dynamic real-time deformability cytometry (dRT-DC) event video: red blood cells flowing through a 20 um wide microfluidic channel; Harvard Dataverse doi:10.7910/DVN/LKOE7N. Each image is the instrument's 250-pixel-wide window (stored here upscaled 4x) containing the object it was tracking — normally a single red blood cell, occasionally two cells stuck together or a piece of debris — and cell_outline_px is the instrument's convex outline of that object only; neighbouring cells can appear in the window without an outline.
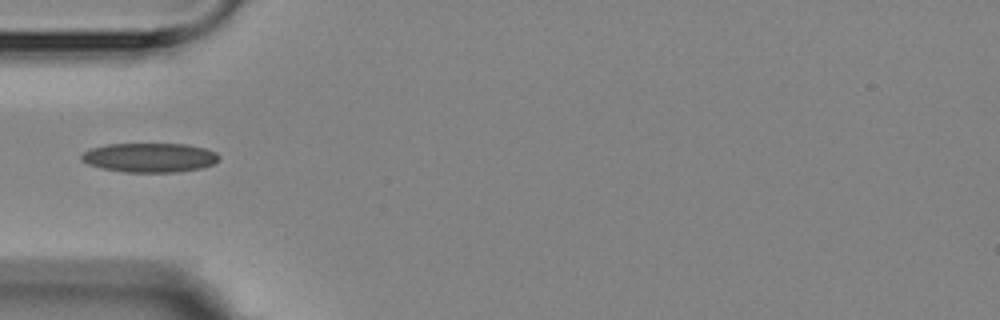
{"species": "Egyptian fruit bat (a non-hibernating species)", "species_latin": "Rousettus aegyptiacus", "temperature_condition": "room temperature", "stored_images_in_passage": 2, "camera_frame_rate_fps": 3000, "um_per_image_px": 0.085, "animal": {"sex": "female"}, "frame": {"image": 1, "passage_image": 2, "time_ms": 1.0, "image_size_px": [1000, 320], "cell_outline_px": [[220, 156], [212, 164], [200, 168], [176, 172], [124, 172], [100, 168], [88, 164], [80, 160], [80, 156], [84, 152], [92, 148], [108, 144], [188, 144], [204, 148], [216, 152]], "centroid_in_image_um": [12.69, 13.39], "position_along_channel_um": 72.3, "area_um2": 23.41}}